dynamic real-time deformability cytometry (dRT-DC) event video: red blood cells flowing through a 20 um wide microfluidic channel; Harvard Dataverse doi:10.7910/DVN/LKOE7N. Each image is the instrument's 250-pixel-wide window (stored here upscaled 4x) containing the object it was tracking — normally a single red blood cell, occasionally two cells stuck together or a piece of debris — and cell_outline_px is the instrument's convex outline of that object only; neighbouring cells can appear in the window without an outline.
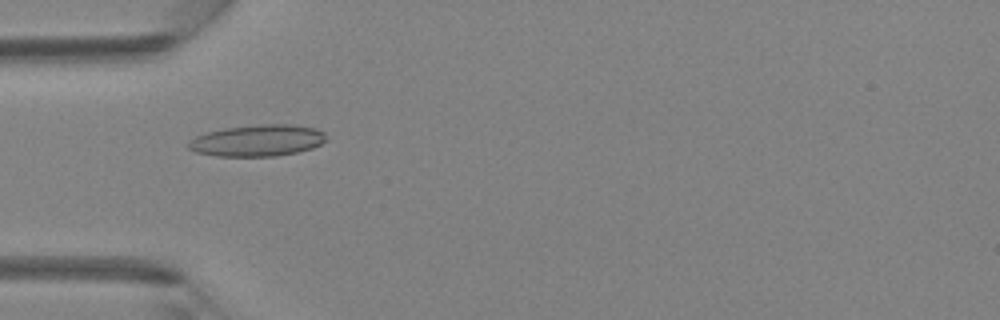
{"species": "Egyptian fruit bat (a non-hibernating species)", "species_latin": "Rousettus aegyptiacus", "temperature_condition": "room temperature", "stored_images_in_passage": 6, "camera_frame_rate_fps": 3000, "um_per_image_px": 0.085, "animal": {"sex": "female"}, "frame": {"image": 1, "passage_image": 4, "time_ms": 1.0, "image_size_px": [1000, 320], "cell_outline_px": [[328, 140], [312, 148], [296, 152], [276, 156], [216, 156], [196, 152], [188, 148], [188, 140], [196, 136], [208, 132], [224, 128], [260, 124], [292, 124], [316, 128], [324, 132]], "centroid_in_image_um": [21.9, 11.94], "position_along_channel_um": 63.1, "area_um2": 25.43}}
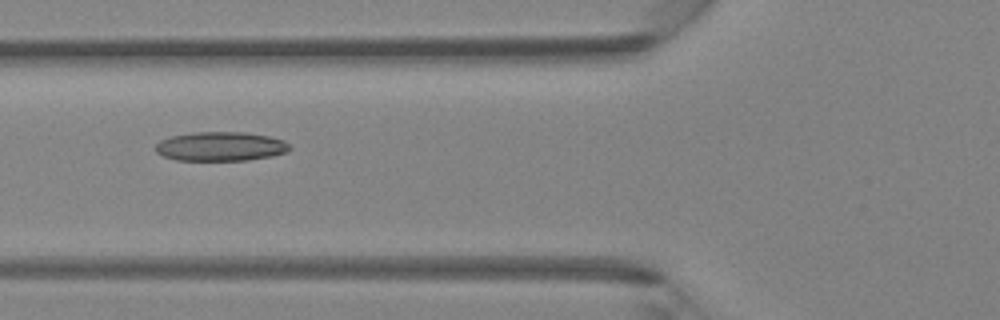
{"frame": {"image": 2, "passage_image": 5, "time_ms": 1.333, "image_size_px": [1000, 320], "cell_outline_px": [[292, 148], [288, 152], [272, 156], [248, 160], [176, 160], [164, 156], [156, 152], [156, 144], [160, 140], [172, 136], [192, 132], [244, 132], [268, 136], [284, 140]], "centroid_in_image_um": [18.77, 12.44], "position_along_channel_um": 107.0, "area_um2": 22.83}}
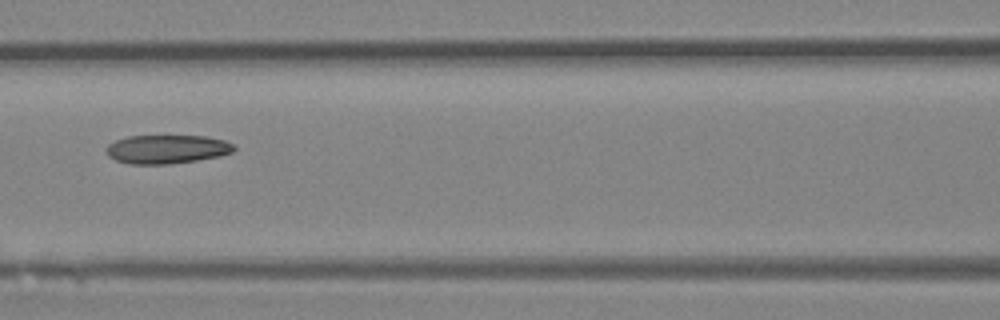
{"frame": {"image": 3, "passage_image": 6, "time_ms": 1.667, "image_size_px": [1000, 320], "cell_outline_px": [[236, 148], [232, 152], [220, 156], [196, 160], [168, 164], [128, 164], [116, 160], [108, 156], [108, 144], [116, 140], [128, 136], [204, 136], [224, 140], [232, 144]], "centroid_in_image_um": [14.19, 12.68], "position_along_channel_um": 152.4, "area_um2": 21.21}}